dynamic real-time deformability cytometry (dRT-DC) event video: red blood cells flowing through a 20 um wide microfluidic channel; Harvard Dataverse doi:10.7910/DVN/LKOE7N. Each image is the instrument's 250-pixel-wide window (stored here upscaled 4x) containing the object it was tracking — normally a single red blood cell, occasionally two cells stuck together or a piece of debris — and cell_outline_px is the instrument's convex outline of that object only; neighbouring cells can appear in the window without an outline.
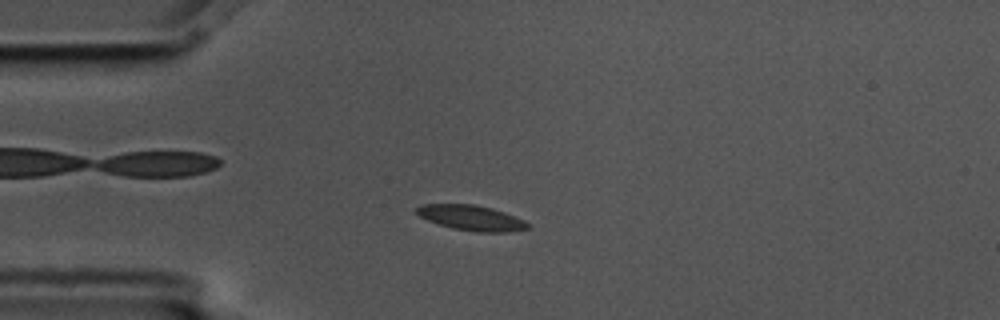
{"species": "common noctule bat (a hibernating species)", "species_latin": "Nyctalus noctula", "temperature_condition": "cold", "stored_images_in_passage": 3, "camera_frame_rate_fps": 3000, "um_per_image_px": 0.085, "animal": {"sex": "male", "body_mass_g": 17.5, "forearm_length_mm": 52.3}, "frame": {"image": 1, "passage_image": 2, "time_ms": 0.333, "image_size_px": [1000, 320], "cell_outline_px": [[528, 228], [508, 232], [476, 232], [452, 228], [428, 220], [420, 216], [416, 212], [416, 208], [420, 204], [472, 204], [492, 208], [504, 212], [524, 220], [528, 224]], "centroid_in_image_um": [40.05, 18.51], "position_along_channel_um": 44.9, "area_um2": 16.18}}
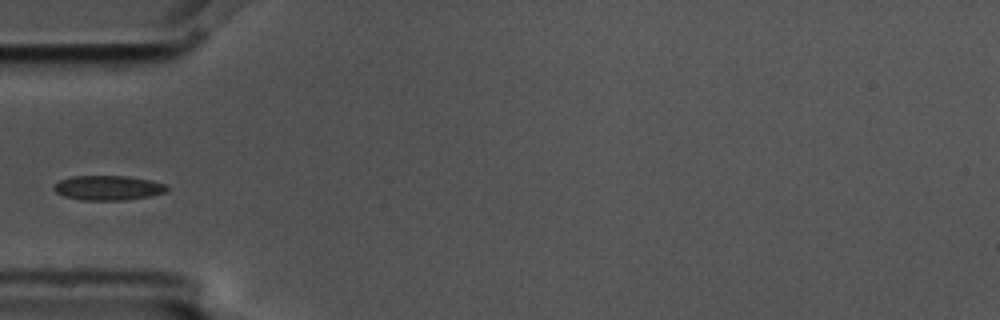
{"frame": {"image": 2, "passage_image": 3, "time_ms": 0.667, "image_size_px": [1000, 320], "cell_outline_px": [[168, 192], [148, 196], [124, 200], [80, 200], [64, 196], [56, 192], [52, 188], [60, 180], [72, 176], [128, 176], [168, 184]], "centroid_in_image_um": [9.2, 15.97], "position_along_channel_um": 75.8, "area_um2": 16.24}}